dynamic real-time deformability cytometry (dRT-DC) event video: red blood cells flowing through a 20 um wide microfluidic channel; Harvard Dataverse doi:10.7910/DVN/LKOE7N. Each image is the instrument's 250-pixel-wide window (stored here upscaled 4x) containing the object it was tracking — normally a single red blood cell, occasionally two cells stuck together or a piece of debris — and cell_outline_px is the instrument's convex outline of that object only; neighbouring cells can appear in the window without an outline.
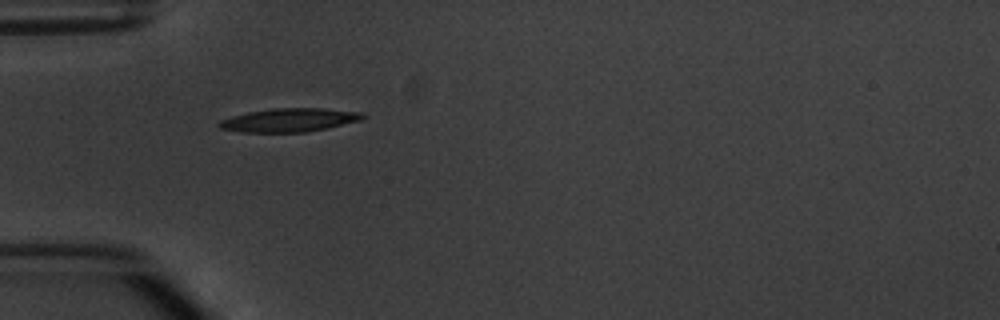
{"species": "common noctule bat (a hibernating species)", "species_latin": "Nyctalus noctula", "temperature_condition": "warm", "stored_images_in_passage": 3, "camera_frame_rate_fps": 3000, "um_per_image_px": 0.085, "animal": {"sex": "male", "body_mass_g": 20.1, "forearm_length_mm": 53.5}, "frame": {"image": 1, "passage_image": 1, "time_ms": 0.0, "image_size_px": [1000, 320], "cell_outline_px": [[368, 116], [360, 120], [328, 128], [304, 132], [244, 132], [220, 128], [216, 124], [220, 120], [232, 116], [248, 112], [272, 108], [324, 108], [364, 112]], "centroid_in_image_um": [24.63, 10.19], "position_along_channel_um": 60.4, "area_um2": 19.77}}
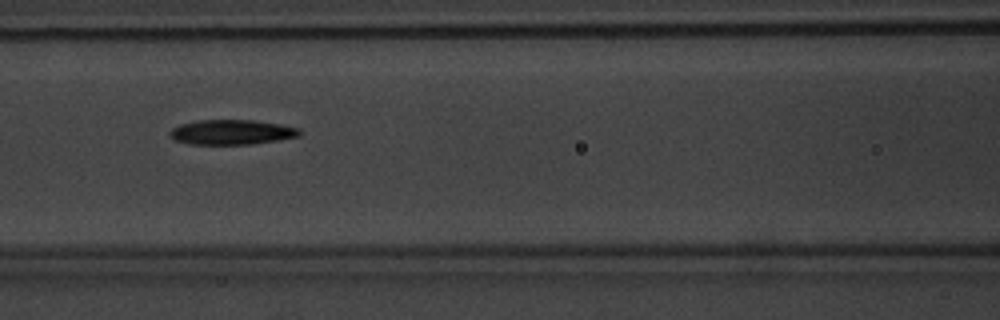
{"frame": {"image": 2, "passage_image": 3, "time_ms": 2.333, "image_size_px": [1000, 320], "cell_outline_px": [[300, 136], [280, 140], [252, 144], [188, 144], [176, 140], [168, 136], [168, 132], [172, 128], [180, 124], [196, 120], [256, 120], [280, 124], [300, 128]], "centroid_in_image_um": [19.68, 11.23], "position_along_channel_um": 146.9, "area_um2": 19.02}}